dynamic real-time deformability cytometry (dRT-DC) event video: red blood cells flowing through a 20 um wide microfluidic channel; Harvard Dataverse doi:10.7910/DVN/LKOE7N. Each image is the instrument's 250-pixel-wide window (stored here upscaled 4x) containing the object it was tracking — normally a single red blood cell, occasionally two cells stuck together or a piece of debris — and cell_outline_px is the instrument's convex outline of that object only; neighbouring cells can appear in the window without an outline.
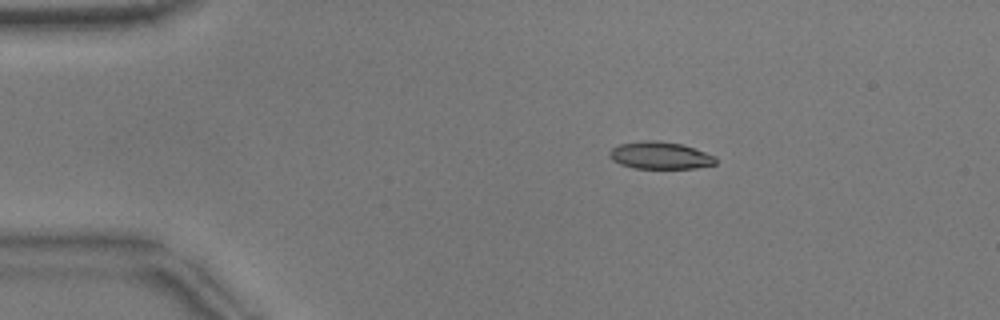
{"species": "common noctule bat (a hibernating species)", "species_latin": "Nyctalus noctula", "temperature_condition": "warm", "stored_images_in_passage": 44, "camera_frame_rate_fps": 3000, "um_per_image_px": 0.085, "animal": {"sex": "male", "body_mass_g": 17.9}, "frame": {"image": 1, "passage_image": 1, "time_ms": 0.0, "image_size_px": [1000, 320], "cell_outline_px": [[716, 164], [696, 168], [636, 168], [620, 164], [612, 160], [608, 152], [612, 148], [620, 144], [644, 140], [656, 140], [680, 144], [716, 156]], "centroid_in_image_um": [56.09, 13.21], "position_along_channel_um": 28.9, "area_um2": 16.7}}
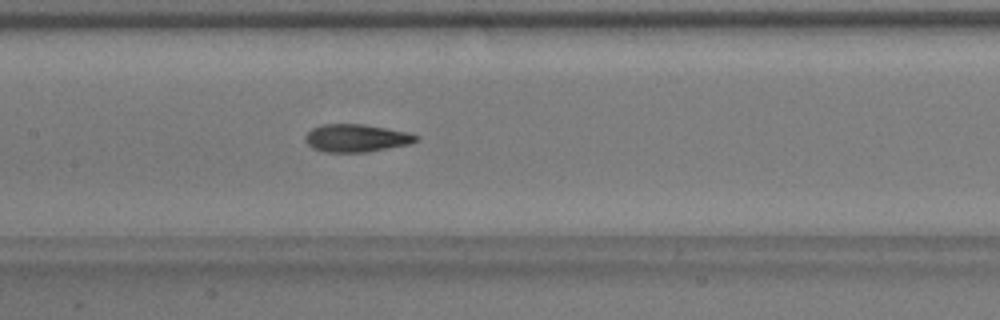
{"frame": {"image": 2, "passage_image": 17, "time_ms": 5.333, "image_size_px": [1000, 320], "cell_outline_px": [[420, 136], [416, 140], [408, 144], [368, 152], [324, 152], [312, 148], [304, 140], [304, 136], [312, 128], [320, 124], [364, 124], [412, 132]], "centroid_in_image_um": [30.28, 11.73], "position_along_channel_um": 177.1, "area_um2": 18.15}}
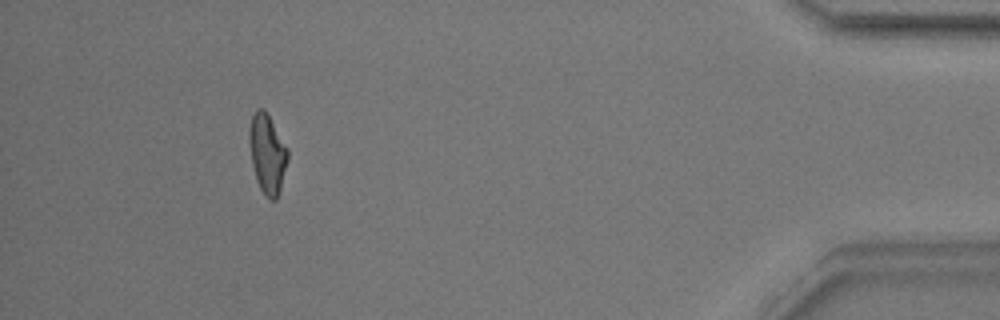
{"frame": {"image": 3, "passage_image": 40, "time_ms": 13.0, "image_size_px": [1000, 320], "cell_outline_px": [[288, 160], [280, 188], [276, 200], [268, 200], [264, 196], [256, 180], [252, 164], [248, 140], [248, 132], [252, 116], [256, 108], [264, 108], [288, 148]], "centroid_in_image_um": [22.71, 13.07], "position_along_channel_um": 412.5, "area_um2": 17.92}, "authors_computed_cell_mechanics": {"area_um2": 17.918, "velocity_mm_per_s": 3.851, "shape_relaxation_time_tau1_ms": 5.6469, "shape_relaxation_time_tau2_ms": 1.7768, "deformation_change_tau1": 0.1945, "deformation_change_tau2": 0.1005}}